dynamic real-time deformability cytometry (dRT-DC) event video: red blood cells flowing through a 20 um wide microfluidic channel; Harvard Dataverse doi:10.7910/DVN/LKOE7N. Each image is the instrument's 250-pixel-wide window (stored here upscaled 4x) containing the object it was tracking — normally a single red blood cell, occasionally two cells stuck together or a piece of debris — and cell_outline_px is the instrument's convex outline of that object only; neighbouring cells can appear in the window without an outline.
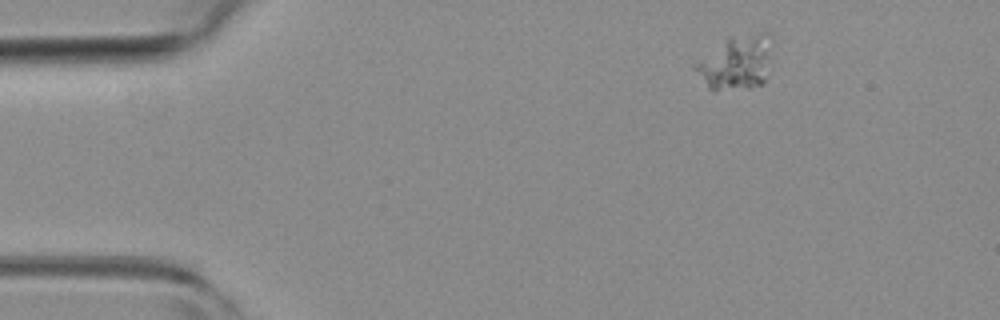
{"species": "common noctule bat (a hibernating species)", "species_latin": "Nyctalus noctula", "temperature_condition": "room temperature", "stored_images_in_passage": 4, "camera_frame_rate_fps": 3000, "um_per_image_px": 0.085, "animal": {"sex": "female", "body_mass_g": 19.3, "forearm_length_mm": 54.1}, "frame": {"image": 1, "passage_image": 1, "time_ms": 0.0, "image_size_px": [1000, 320], "cell_outline_px": [[772, 60], [764, 84], [752, 88], [712, 92], [708, 88], [692, 68], [692, 64], [728, 36], [760, 32], [768, 32], [772, 36]], "centroid_in_image_um": [62.6, 5.32], "position_along_channel_um": 22.4, "area_um2": 25.55}}